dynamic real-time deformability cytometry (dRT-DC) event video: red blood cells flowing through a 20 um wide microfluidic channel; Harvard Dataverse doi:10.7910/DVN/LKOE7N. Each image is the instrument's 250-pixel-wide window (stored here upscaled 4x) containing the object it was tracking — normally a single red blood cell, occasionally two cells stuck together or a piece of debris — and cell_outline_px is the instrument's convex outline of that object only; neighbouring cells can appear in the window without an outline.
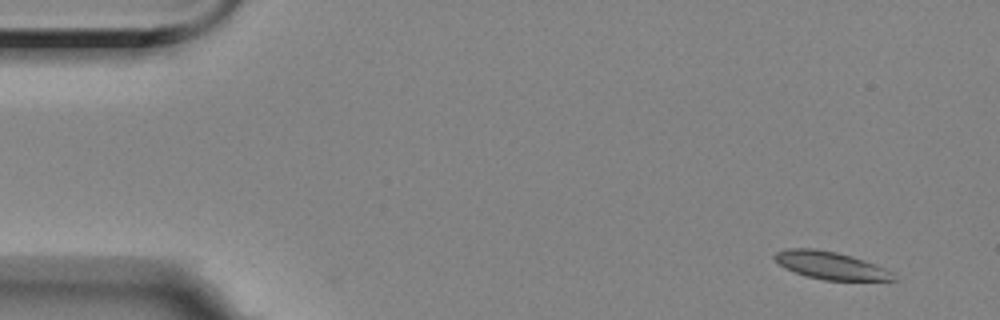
{"species": "Egyptian fruit bat (a non-hibernating species)", "species_latin": "Rousettus aegyptiacus", "temperature_condition": "room temperature", "stored_images_in_passage": 3, "camera_frame_rate_fps": 3000, "um_per_image_px": 0.085, "animal": {"sex": "female"}, "frame": {"image": 1, "passage_image": 3, "time_ms": 2.333, "image_size_px": [1000, 320], "cell_outline_px": [[900, 280], [824, 280], [804, 276], [784, 268], [772, 256], [776, 252], [788, 248], [816, 248], [836, 252], [852, 256], [876, 264], [896, 272]], "centroid_in_image_um": [70.66, 22.57], "position_along_channel_um": 14.3, "area_um2": 19.48}}